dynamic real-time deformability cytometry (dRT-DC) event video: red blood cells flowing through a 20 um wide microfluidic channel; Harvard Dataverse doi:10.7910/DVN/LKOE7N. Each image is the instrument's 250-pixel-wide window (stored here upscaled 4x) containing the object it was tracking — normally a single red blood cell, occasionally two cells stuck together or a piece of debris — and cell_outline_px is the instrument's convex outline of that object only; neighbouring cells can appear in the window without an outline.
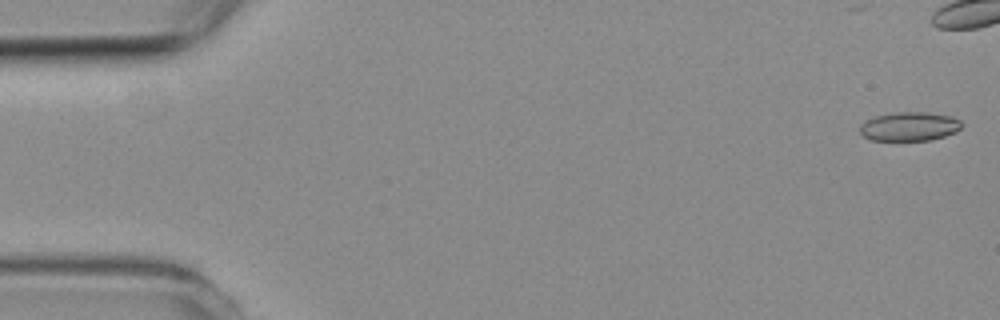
{"species": "common noctule bat (a hibernating species)", "species_latin": "Nyctalus noctula", "temperature_condition": "room temperature", "stored_images_in_passage": 4, "segment_of_instrument_passage": [2, 2], "camera_frame_rate_fps": 3000, "um_per_image_px": 0.085, "animal": {"sex": "female", "body_mass_g": 19.3, "forearm_length_mm": 54.1}, "frame": {"image": 1, "passage_image": 4, "time_ms": 4.333, "image_size_px": [1000, 320], "cell_outline_px": [[964, 124], [956, 132], [944, 136], [928, 140], [872, 140], [864, 136], [860, 132], [860, 124], [864, 120], [876, 116], [896, 112], [928, 112], [952, 116], [960, 120]], "centroid_in_image_um": [77.31, 10.74], "position_along_channel_um": 7.7, "area_um2": 17.22}}